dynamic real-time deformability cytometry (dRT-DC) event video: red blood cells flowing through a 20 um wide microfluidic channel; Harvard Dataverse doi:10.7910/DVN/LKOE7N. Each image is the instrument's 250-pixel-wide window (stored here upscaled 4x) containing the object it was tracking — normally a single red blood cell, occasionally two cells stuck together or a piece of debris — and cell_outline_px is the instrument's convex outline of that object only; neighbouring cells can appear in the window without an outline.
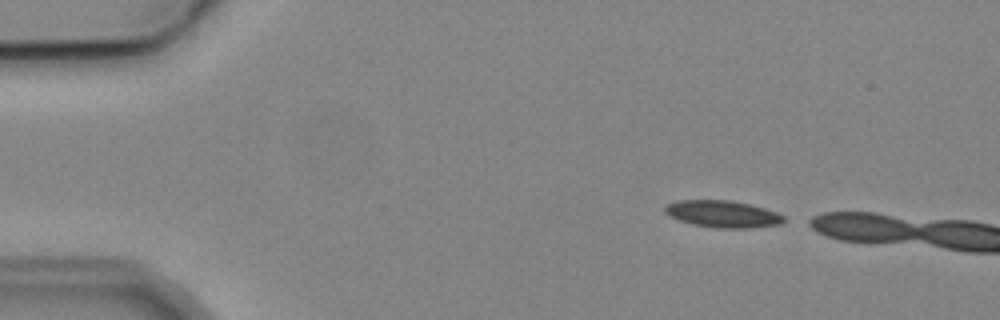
{"species": "common noctule bat (a hibernating species)", "species_latin": "Nyctalus noctula", "temperature_condition": "cold", "stored_images_in_passage": 3, "camera_frame_rate_fps": 3000, "um_per_image_px": 0.085, "animal": {"sex": "male", "body_mass_g": 19.2, "forearm_length_mm": 51.8}, "frame": {"image": 1, "passage_image": 1, "time_ms": 0.0, "image_size_px": [1000, 320], "cell_outline_px": [[784, 220], [780, 224], [752, 228], [716, 228], [692, 224], [680, 220], [664, 212], [664, 208], [668, 204], [676, 200], [732, 200], [752, 204], [776, 212], [784, 216]], "centroid_in_image_um": [61.45, 18.18], "position_along_channel_um": 23.6, "area_um2": 18.67}}